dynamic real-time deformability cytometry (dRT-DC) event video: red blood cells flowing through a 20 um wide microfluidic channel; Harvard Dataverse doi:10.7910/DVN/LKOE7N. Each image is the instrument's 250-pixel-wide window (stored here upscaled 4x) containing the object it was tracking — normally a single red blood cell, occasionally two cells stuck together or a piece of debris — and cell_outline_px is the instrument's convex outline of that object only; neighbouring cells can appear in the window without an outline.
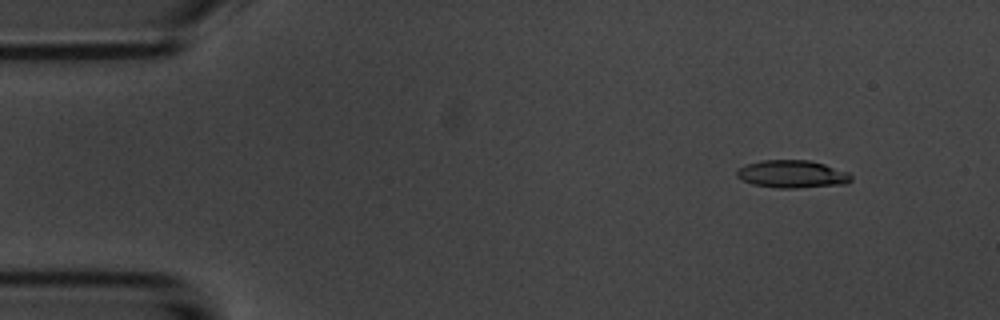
{"species": "common noctule bat (a hibernating species)", "species_latin": "Nyctalus noctula", "temperature_condition": "room temperature", "stored_images_in_passage": 5, "camera_frame_rate_fps": 3000, "um_per_image_px": 0.085, "animal": {"sex": "male", "body_mass_g": 20.1, "forearm_length_mm": 53.5}, "frame": {"image": 1, "passage_image": 2, "time_ms": 1.333, "image_size_px": [1000, 320], "cell_outline_px": [[852, 180], [848, 184], [796, 188], [776, 188], [752, 184], [740, 180], [736, 176], [736, 172], [740, 168], [748, 164], [764, 160], [808, 160], [824, 164], [848, 172], [852, 176]], "centroid_in_image_um": [67.35, 14.81], "position_along_channel_um": 17.6, "area_um2": 18.5}}